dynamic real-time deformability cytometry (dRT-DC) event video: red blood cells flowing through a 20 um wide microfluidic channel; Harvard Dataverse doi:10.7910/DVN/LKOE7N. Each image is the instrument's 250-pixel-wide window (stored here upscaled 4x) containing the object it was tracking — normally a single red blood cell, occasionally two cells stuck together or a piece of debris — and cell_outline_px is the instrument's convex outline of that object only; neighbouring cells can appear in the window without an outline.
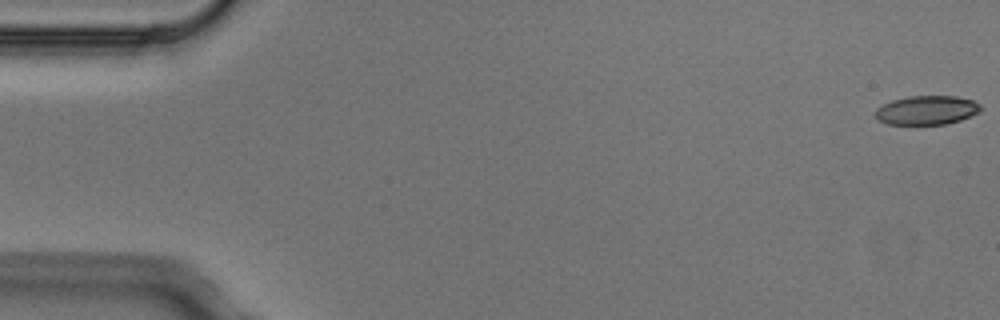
{"species": "Egyptian fruit bat (a non-hibernating species)", "species_latin": "Rousettus aegyptiacus", "temperature_condition": "cold", "stored_images_in_passage": 7, "camera_frame_rate_fps": 3000, "um_per_image_px": 0.085, "animal": {"sex": "male"}, "frame": {"image": 1, "passage_image": 1, "time_ms": 0.0, "image_size_px": [1000, 320], "cell_outline_px": [[980, 112], [972, 116], [948, 124], [888, 124], [880, 120], [876, 116], [876, 108], [892, 100], [908, 96], [956, 96], [972, 100], [980, 104]], "centroid_in_image_um": [78.81, 9.36], "position_along_channel_um": 6.2, "area_um2": 17.74}}
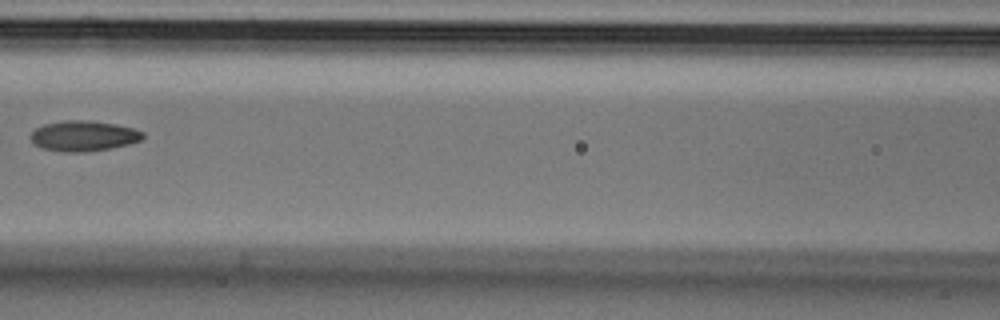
{"frame": {"image": 2, "passage_image": 6, "time_ms": 1.667, "image_size_px": [1000, 320], "cell_outline_px": [[144, 136], [140, 140], [128, 144], [112, 148], [84, 152], [64, 152], [40, 148], [32, 144], [28, 136], [36, 128], [44, 124], [64, 120], [84, 120], [116, 124], [132, 128], [144, 132]], "centroid_in_image_um": [7.04, 11.56], "position_along_channel_um": 159.6, "area_um2": 20.06}}
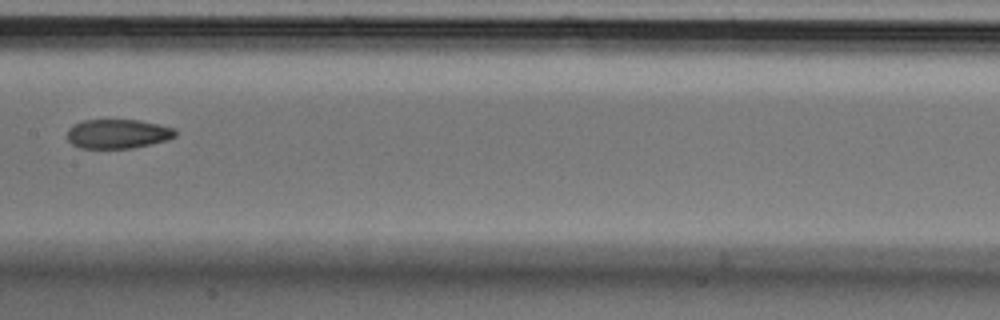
{"frame": {"image": 3, "passage_image": 7, "time_ms": 2.0, "image_size_px": [1000, 320], "cell_outline_px": [[176, 136], [168, 140], [132, 148], [80, 148], [72, 144], [68, 140], [68, 128], [84, 120], [140, 120], [160, 124], [176, 128]], "centroid_in_image_um": [10.05, 11.37], "position_along_channel_um": 197.3, "area_um2": 18.5}}